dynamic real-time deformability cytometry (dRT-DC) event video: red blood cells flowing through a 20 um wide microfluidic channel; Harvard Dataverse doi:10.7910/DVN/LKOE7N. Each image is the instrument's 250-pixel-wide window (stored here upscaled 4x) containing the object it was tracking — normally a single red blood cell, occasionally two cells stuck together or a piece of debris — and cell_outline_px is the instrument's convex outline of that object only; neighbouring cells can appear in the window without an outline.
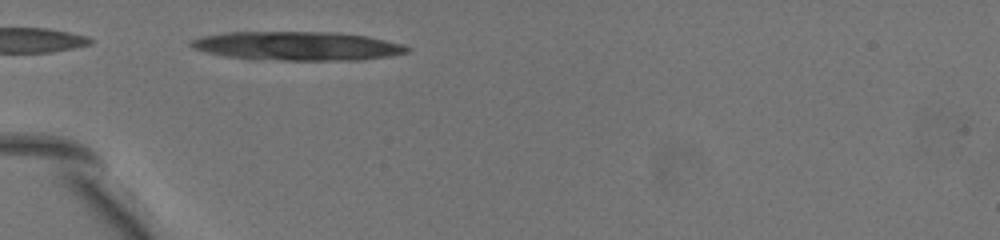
{"species": "common noctule bat (a hibernating species)", "species_latin": "Nyctalus noctula", "temperature_condition": "warm", "stored_images_in_passage": 5, "camera_frame_rate_fps": 3000, "um_per_image_px": 0.085, "animal": {"sex": "female", "body_mass_g": 19.5, "forearm_length_mm": 54.1}, "frame": {"image": 1, "passage_image": 1, "time_ms": 0.0, "image_size_px": [1000, 240], "cell_outline_px": [[400, 48], [384, 52], [364, 56], [276, 56], [200, 44], [212, 40], [236, 36], [348, 36], [368, 40]], "centroid_in_image_um": [25.73, 3.88], "position_along_channel_um": 59.3, "area_um2": 21.62}}
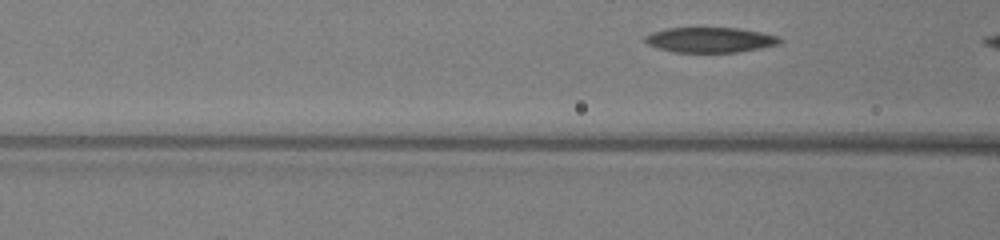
{"frame": {"image": 2, "passage_image": 3, "time_ms": 0.667, "image_size_px": [1000, 240], "cell_outline_px": [[772, 40], [760, 44], [740, 48], [684, 48], [652, 40], [656, 36], [668, 32], [692, 28], [708, 28], [744, 32], [764, 36]], "centroid_in_image_um": [60.39, 3.29], "position_along_channel_um": 106.2, "area_um2": 12.48}}